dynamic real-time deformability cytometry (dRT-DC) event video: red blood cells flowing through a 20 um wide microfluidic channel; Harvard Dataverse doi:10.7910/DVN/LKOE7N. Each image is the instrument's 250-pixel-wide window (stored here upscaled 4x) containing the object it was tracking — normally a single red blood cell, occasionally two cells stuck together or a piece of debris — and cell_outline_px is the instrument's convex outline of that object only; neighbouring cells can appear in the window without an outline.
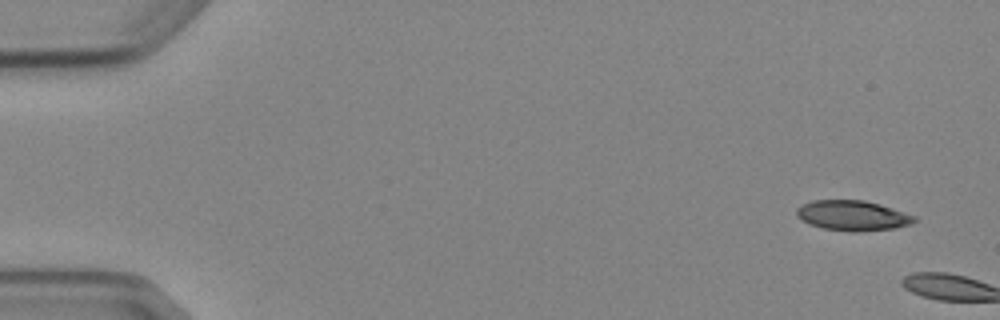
{"species": "Egyptian fruit bat (a non-hibernating species)", "species_latin": "Rousettus aegyptiacus", "temperature_condition": "cold", "stored_images_in_passage": 5, "camera_frame_rate_fps": 3000, "um_per_image_px": 0.085, "animal": {"sex": "female"}, "frame": {"image": 1, "passage_image": 1, "time_ms": 0.0, "image_size_px": [1000, 320], "cell_outline_px": [[916, 220], [912, 224], [896, 228], [856, 232], [852, 232], [824, 228], [808, 224], [796, 216], [796, 208], [800, 204], [812, 200], [864, 200], [880, 204], [916, 216]], "centroid_in_image_um": [72.45, 18.32], "position_along_channel_um": 12.5, "area_um2": 20.87}}